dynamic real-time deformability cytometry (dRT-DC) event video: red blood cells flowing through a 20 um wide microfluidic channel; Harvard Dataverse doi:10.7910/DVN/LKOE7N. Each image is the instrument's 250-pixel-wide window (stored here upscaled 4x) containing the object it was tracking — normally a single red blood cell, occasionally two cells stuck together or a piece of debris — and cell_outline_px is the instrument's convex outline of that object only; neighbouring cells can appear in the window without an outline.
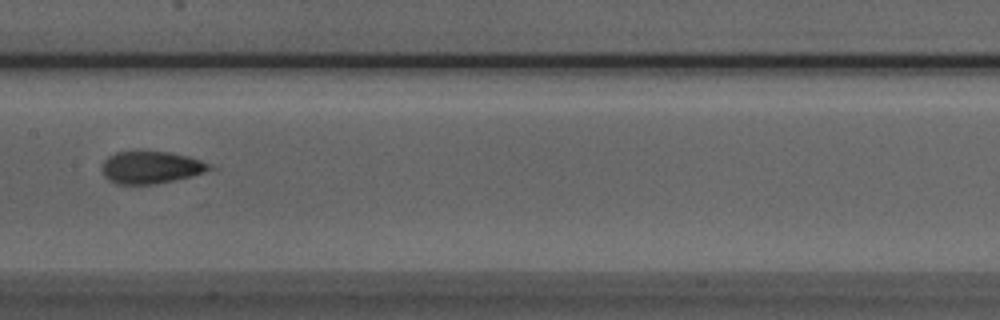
{"species": "Egyptian fruit bat (a non-hibernating species)", "species_latin": "Rousettus aegyptiacus", "temperature_condition": "room temperature", "stored_images_in_passage": 7, "segment_of_instrument_passage": [1, 2], "camera_frame_rate_fps": 3000, "um_per_image_px": 0.085, "animal": {"sex": "male"}, "frame": {"image": 1, "passage_image": 5, "time_ms": 1.333, "image_size_px": [1000, 320], "cell_outline_px": [[220, 168], [192, 176], [156, 184], [116, 184], [108, 180], [104, 176], [104, 160], [108, 156], [116, 152], [168, 152], [188, 156], [200, 160]], "centroid_in_image_um": [12.91, 14.24], "position_along_channel_um": 194.5, "area_um2": 20.23}}
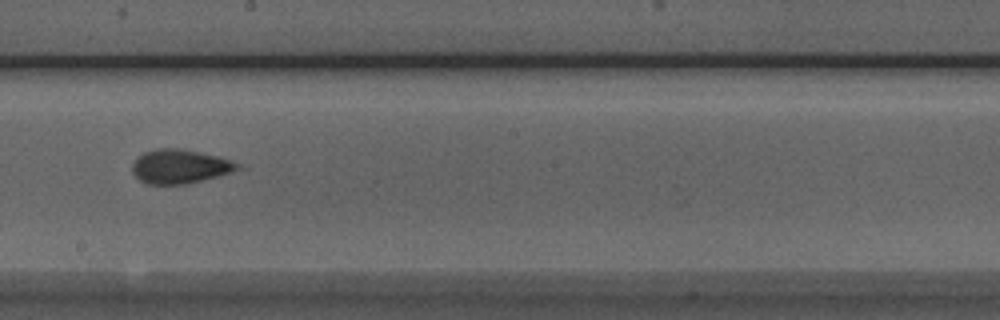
{"frame": {"image": 2, "passage_image": 6, "time_ms": 1.667, "image_size_px": [1000, 320], "cell_outline_px": [[248, 168], [184, 184], [148, 184], [140, 180], [132, 172], [132, 164], [144, 152], [156, 148], [180, 148], [200, 152], [216, 156], [244, 164]], "centroid_in_image_um": [15.36, 14.14], "position_along_channel_um": 232.8, "area_um2": 20.92}}